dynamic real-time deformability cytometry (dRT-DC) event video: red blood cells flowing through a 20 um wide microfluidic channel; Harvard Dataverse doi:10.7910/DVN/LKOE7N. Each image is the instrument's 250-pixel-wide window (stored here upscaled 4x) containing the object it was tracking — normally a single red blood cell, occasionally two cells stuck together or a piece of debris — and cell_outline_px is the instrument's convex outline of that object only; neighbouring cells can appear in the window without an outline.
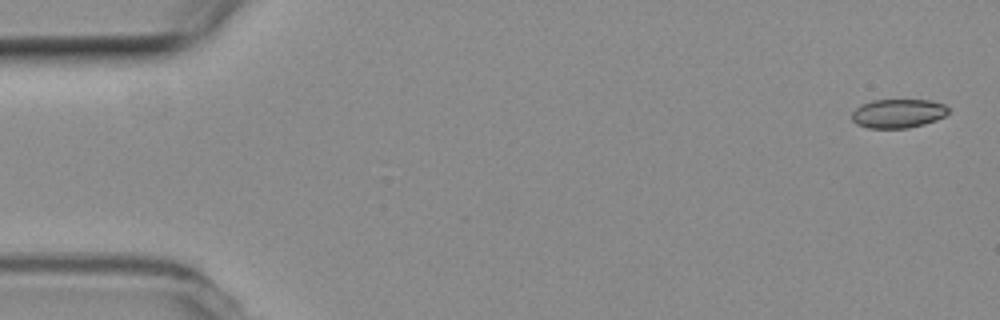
{"species": "common noctule bat (a hibernating species)", "species_latin": "Nyctalus noctula", "temperature_condition": "room temperature", "stored_images_in_passage": 4, "camera_frame_rate_fps": 3000, "um_per_image_px": 0.085, "animal": {"sex": "female", "body_mass_g": 19.3, "forearm_length_mm": 54.1}, "frame": {"image": 1, "passage_image": 1, "time_ms": 0.0, "image_size_px": [1000, 320], "cell_outline_px": [[948, 112], [944, 116], [936, 120], [924, 124], [908, 128], [868, 128], [856, 124], [852, 120], [852, 112], [860, 104], [872, 100], [932, 100], [944, 104], [948, 108]], "centroid_in_image_um": [76.32, 9.64], "position_along_channel_um": 8.7, "area_um2": 16.36}}
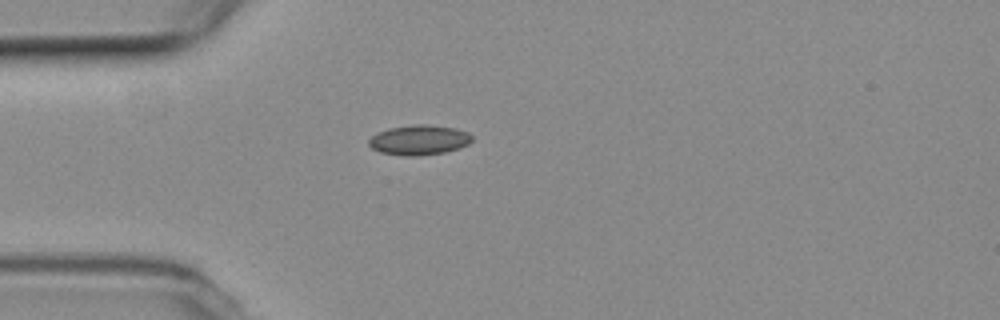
{"frame": {"image": 2, "passage_image": 4, "time_ms": 1.0, "image_size_px": [1000, 320], "cell_outline_px": [[472, 140], [468, 144], [460, 148], [444, 152], [416, 156], [404, 156], [380, 152], [372, 148], [368, 144], [368, 140], [372, 136], [388, 128], [416, 124], [424, 124], [456, 128], [468, 132], [472, 136]], "centroid_in_image_um": [35.63, 11.9], "position_along_channel_um": 49.4, "area_um2": 17.98}}